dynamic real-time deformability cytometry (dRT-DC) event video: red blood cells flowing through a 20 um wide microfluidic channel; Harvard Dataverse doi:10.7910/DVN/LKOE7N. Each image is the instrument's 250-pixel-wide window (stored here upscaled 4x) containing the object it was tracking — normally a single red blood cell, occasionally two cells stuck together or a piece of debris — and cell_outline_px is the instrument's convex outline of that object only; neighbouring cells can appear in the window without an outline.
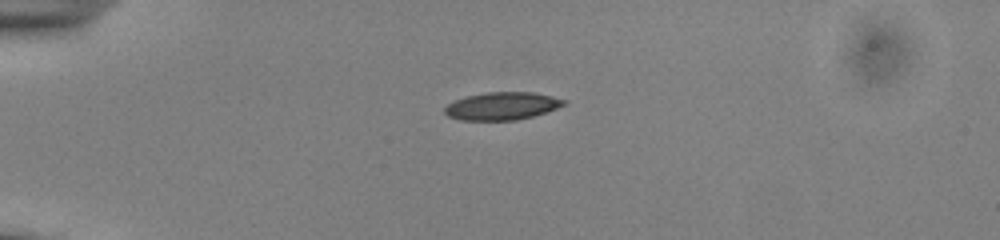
{"species": "common noctule bat (a hibernating species)", "species_latin": "Nyctalus noctula", "temperature_condition": "cold", "stored_images_in_passage": 41, "camera_frame_rate_fps": 3000, "um_per_image_px": 0.085, "animal": {"sex": "male", "body_mass_g": 13.0, "forearm_length_mm": 53.1}, "frame": {"image": 1, "passage_image": 1, "time_ms": 0.0, "image_size_px": [1000, 240], "cell_outline_px": [[568, 104], [532, 116], [516, 120], [460, 120], [448, 116], [444, 112], [444, 108], [448, 104], [456, 100], [468, 96], [488, 92], [532, 92], [552, 96], [568, 100]], "centroid_in_image_um": [42.7, 9.01], "position_along_channel_um": 42.3, "area_um2": 19.13}}
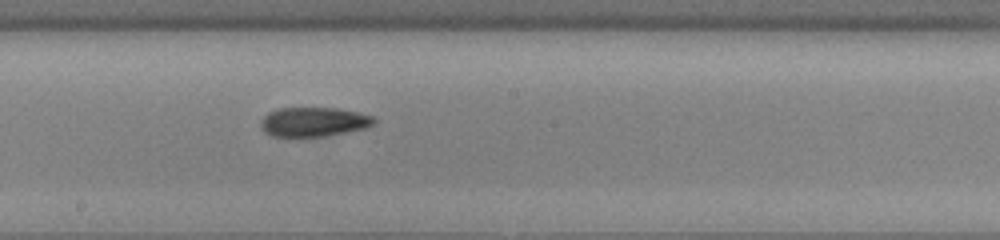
{"frame": {"image": 2, "passage_image": 18, "time_ms": 5.667, "image_size_px": [1000, 240], "cell_outline_px": [[376, 124], [364, 128], [348, 132], [300, 140], [296, 140], [272, 136], [264, 132], [260, 124], [264, 116], [268, 112], [280, 108], [336, 108], [356, 112], [372, 116], [376, 120]], "centroid_in_image_um": [26.61, 10.41], "position_along_channel_um": 221.6, "area_um2": 20.06}}
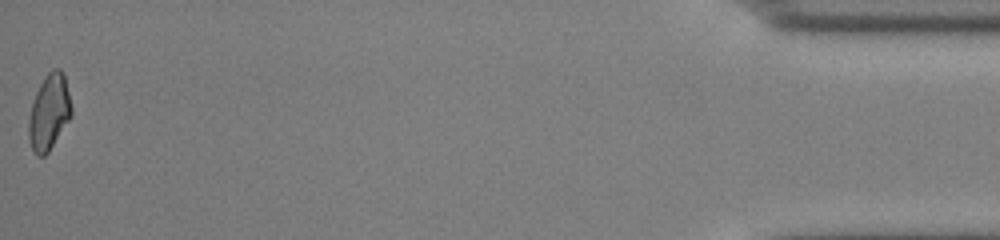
{"frame": {"image": 3, "passage_image": 41, "time_ms": 13.333, "image_size_px": [1000, 240], "cell_outline_px": [[72, 116], [48, 152], [44, 156], [36, 156], [32, 148], [28, 136], [28, 120], [32, 104], [36, 92], [40, 84], [48, 72], [52, 68], [60, 68], [64, 76], [72, 108]], "centroid_in_image_um": [4.17, 9.54], "position_along_channel_um": 431.0, "area_um2": 18.73}, "authors_computed_cell_mechanics": {"area_um2": 19.0162, "velocity_mm_per_s": 3.8623, "shape_relaxation_time_tau1_ms": null, "shape_relaxation_time_tau2_ms": 4.2302, "deformation_change_tau1": null, "deformation_change_tau2": 0.0898}}